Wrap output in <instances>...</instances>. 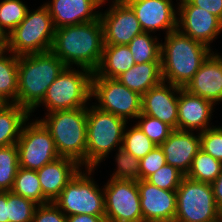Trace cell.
Instances as JSON below:
<instances>
[{"instance_id":"3","label":"cell","mask_w":222,"mask_h":222,"mask_svg":"<svg viewBox=\"0 0 222 222\" xmlns=\"http://www.w3.org/2000/svg\"><path fill=\"white\" fill-rule=\"evenodd\" d=\"M66 67L52 51L19 56L16 104L32 113Z\"/></svg>"},{"instance_id":"16","label":"cell","mask_w":222,"mask_h":222,"mask_svg":"<svg viewBox=\"0 0 222 222\" xmlns=\"http://www.w3.org/2000/svg\"><path fill=\"white\" fill-rule=\"evenodd\" d=\"M135 12L144 32L167 30L166 34L176 30L177 11L172 0H124Z\"/></svg>"},{"instance_id":"27","label":"cell","mask_w":222,"mask_h":222,"mask_svg":"<svg viewBox=\"0 0 222 222\" xmlns=\"http://www.w3.org/2000/svg\"><path fill=\"white\" fill-rule=\"evenodd\" d=\"M11 192L34 201L36 204H46L49 201L43 196L42 187L36 170L19 167Z\"/></svg>"},{"instance_id":"21","label":"cell","mask_w":222,"mask_h":222,"mask_svg":"<svg viewBox=\"0 0 222 222\" xmlns=\"http://www.w3.org/2000/svg\"><path fill=\"white\" fill-rule=\"evenodd\" d=\"M215 104L207 99L201 98L179 87L178 98V130L194 131L199 129L205 131L213 114Z\"/></svg>"},{"instance_id":"35","label":"cell","mask_w":222,"mask_h":222,"mask_svg":"<svg viewBox=\"0 0 222 222\" xmlns=\"http://www.w3.org/2000/svg\"><path fill=\"white\" fill-rule=\"evenodd\" d=\"M136 119H140L136 125L156 146H160L173 131L166 123L142 113Z\"/></svg>"},{"instance_id":"38","label":"cell","mask_w":222,"mask_h":222,"mask_svg":"<svg viewBox=\"0 0 222 222\" xmlns=\"http://www.w3.org/2000/svg\"><path fill=\"white\" fill-rule=\"evenodd\" d=\"M166 163L165 155L160 146L150 151L146 156L139 160L140 180H146Z\"/></svg>"},{"instance_id":"36","label":"cell","mask_w":222,"mask_h":222,"mask_svg":"<svg viewBox=\"0 0 222 222\" xmlns=\"http://www.w3.org/2000/svg\"><path fill=\"white\" fill-rule=\"evenodd\" d=\"M184 177L185 175L174 166L165 164L146 180L164 190H177Z\"/></svg>"},{"instance_id":"31","label":"cell","mask_w":222,"mask_h":222,"mask_svg":"<svg viewBox=\"0 0 222 222\" xmlns=\"http://www.w3.org/2000/svg\"><path fill=\"white\" fill-rule=\"evenodd\" d=\"M28 7L21 0H3L0 2V28L8 35L26 17Z\"/></svg>"},{"instance_id":"29","label":"cell","mask_w":222,"mask_h":222,"mask_svg":"<svg viewBox=\"0 0 222 222\" xmlns=\"http://www.w3.org/2000/svg\"><path fill=\"white\" fill-rule=\"evenodd\" d=\"M221 170L222 163L200 149L193 158L186 177L198 182L213 183Z\"/></svg>"},{"instance_id":"2","label":"cell","mask_w":222,"mask_h":222,"mask_svg":"<svg viewBox=\"0 0 222 222\" xmlns=\"http://www.w3.org/2000/svg\"><path fill=\"white\" fill-rule=\"evenodd\" d=\"M211 54V49L178 29L166 34L161 43L163 81L184 88Z\"/></svg>"},{"instance_id":"22","label":"cell","mask_w":222,"mask_h":222,"mask_svg":"<svg viewBox=\"0 0 222 222\" xmlns=\"http://www.w3.org/2000/svg\"><path fill=\"white\" fill-rule=\"evenodd\" d=\"M81 165L75 160L59 157L55 161L45 164L41 169L36 170L39 183L42 187L43 196L53 202L79 172Z\"/></svg>"},{"instance_id":"26","label":"cell","mask_w":222,"mask_h":222,"mask_svg":"<svg viewBox=\"0 0 222 222\" xmlns=\"http://www.w3.org/2000/svg\"><path fill=\"white\" fill-rule=\"evenodd\" d=\"M0 57V103H16L18 94L19 56ZM10 98L11 101H10Z\"/></svg>"},{"instance_id":"7","label":"cell","mask_w":222,"mask_h":222,"mask_svg":"<svg viewBox=\"0 0 222 222\" xmlns=\"http://www.w3.org/2000/svg\"><path fill=\"white\" fill-rule=\"evenodd\" d=\"M72 68V69H71ZM66 67L56 80L49 86L41 102L47 111L71 110L87 107L86 102L92 99V75L87 69Z\"/></svg>"},{"instance_id":"41","label":"cell","mask_w":222,"mask_h":222,"mask_svg":"<svg viewBox=\"0 0 222 222\" xmlns=\"http://www.w3.org/2000/svg\"><path fill=\"white\" fill-rule=\"evenodd\" d=\"M213 190L216 206L219 211L222 213V170L220 175L211 183Z\"/></svg>"},{"instance_id":"43","label":"cell","mask_w":222,"mask_h":222,"mask_svg":"<svg viewBox=\"0 0 222 222\" xmlns=\"http://www.w3.org/2000/svg\"><path fill=\"white\" fill-rule=\"evenodd\" d=\"M7 192L0 191V222H9L7 217Z\"/></svg>"},{"instance_id":"9","label":"cell","mask_w":222,"mask_h":222,"mask_svg":"<svg viewBox=\"0 0 222 222\" xmlns=\"http://www.w3.org/2000/svg\"><path fill=\"white\" fill-rule=\"evenodd\" d=\"M221 216L211 183L194 181L185 176L176 190L174 222H214Z\"/></svg>"},{"instance_id":"20","label":"cell","mask_w":222,"mask_h":222,"mask_svg":"<svg viewBox=\"0 0 222 222\" xmlns=\"http://www.w3.org/2000/svg\"><path fill=\"white\" fill-rule=\"evenodd\" d=\"M214 104L222 101V56L212 52L184 87Z\"/></svg>"},{"instance_id":"1","label":"cell","mask_w":222,"mask_h":222,"mask_svg":"<svg viewBox=\"0 0 222 222\" xmlns=\"http://www.w3.org/2000/svg\"><path fill=\"white\" fill-rule=\"evenodd\" d=\"M104 30L100 20L55 29L51 51L67 66L75 64L92 73L104 50Z\"/></svg>"},{"instance_id":"44","label":"cell","mask_w":222,"mask_h":222,"mask_svg":"<svg viewBox=\"0 0 222 222\" xmlns=\"http://www.w3.org/2000/svg\"><path fill=\"white\" fill-rule=\"evenodd\" d=\"M7 52V37H0V57Z\"/></svg>"},{"instance_id":"6","label":"cell","mask_w":222,"mask_h":222,"mask_svg":"<svg viewBox=\"0 0 222 222\" xmlns=\"http://www.w3.org/2000/svg\"><path fill=\"white\" fill-rule=\"evenodd\" d=\"M54 34L52 17L44 4L33 12L28 9L25 19L7 35V51L16 56L51 51Z\"/></svg>"},{"instance_id":"5","label":"cell","mask_w":222,"mask_h":222,"mask_svg":"<svg viewBox=\"0 0 222 222\" xmlns=\"http://www.w3.org/2000/svg\"><path fill=\"white\" fill-rule=\"evenodd\" d=\"M92 107V108H91ZM87 108L86 168H95L123 143L126 120L92 105Z\"/></svg>"},{"instance_id":"23","label":"cell","mask_w":222,"mask_h":222,"mask_svg":"<svg viewBox=\"0 0 222 222\" xmlns=\"http://www.w3.org/2000/svg\"><path fill=\"white\" fill-rule=\"evenodd\" d=\"M116 79L128 89L142 96L163 81L161 62L135 63L130 70L122 73Z\"/></svg>"},{"instance_id":"17","label":"cell","mask_w":222,"mask_h":222,"mask_svg":"<svg viewBox=\"0 0 222 222\" xmlns=\"http://www.w3.org/2000/svg\"><path fill=\"white\" fill-rule=\"evenodd\" d=\"M167 85L162 81L142 95L141 113L166 123L173 130H178L179 96L175 93L179 94V87L170 83Z\"/></svg>"},{"instance_id":"39","label":"cell","mask_w":222,"mask_h":222,"mask_svg":"<svg viewBox=\"0 0 222 222\" xmlns=\"http://www.w3.org/2000/svg\"><path fill=\"white\" fill-rule=\"evenodd\" d=\"M67 216L53 203L38 205L32 222H66Z\"/></svg>"},{"instance_id":"10","label":"cell","mask_w":222,"mask_h":222,"mask_svg":"<svg viewBox=\"0 0 222 222\" xmlns=\"http://www.w3.org/2000/svg\"><path fill=\"white\" fill-rule=\"evenodd\" d=\"M99 109L110 112L127 121L141 114L142 96L120 83L117 79L92 75V93Z\"/></svg>"},{"instance_id":"11","label":"cell","mask_w":222,"mask_h":222,"mask_svg":"<svg viewBox=\"0 0 222 222\" xmlns=\"http://www.w3.org/2000/svg\"><path fill=\"white\" fill-rule=\"evenodd\" d=\"M24 126L16 143L19 167L38 170L60 157L50 132L40 120L27 126L25 122Z\"/></svg>"},{"instance_id":"15","label":"cell","mask_w":222,"mask_h":222,"mask_svg":"<svg viewBox=\"0 0 222 222\" xmlns=\"http://www.w3.org/2000/svg\"><path fill=\"white\" fill-rule=\"evenodd\" d=\"M144 222H174L176 190L161 189L147 180L137 181Z\"/></svg>"},{"instance_id":"37","label":"cell","mask_w":222,"mask_h":222,"mask_svg":"<svg viewBox=\"0 0 222 222\" xmlns=\"http://www.w3.org/2000/svg\"><path fill=\"white\" fill-rule=\"evenodd\" d=\"M201 150L222 163V127L213 126L199 133Z\"/></svg>"},{"instance_id":"8","label":"cell","mask_w":222,"mask_h":222,"mask_svg":"<svg viewBox=\"0 0 222 222\" xmlns=\"http://www.w3.org/2000/svg\"><path fill=\"white\" fill-rule=\"evenodd\" d=\"M81 169L64 187L53 203L66 215L105 216L104 192L91 180L94 168ZM88 175V176H87Z\"/></svg>"},{"instance_id":"30","label":"cell","mask_w":222,"mask_h":222,"mask_svg":"<svg viewBox=\"0 0 222 222\" xmlns=\"http://www.w3.org/2000/svg\"><path fill=\"white\" fill-rule=\"evenodd\" d=\"M18 168L17 145L0 147V191H11Z\"/></svg>"},{"instance_id":"4","label":"cell","mask_w":222,"mask_h":222,"mask_svg":"<svg viewBox=\"0 0 222 222\" xmlns=\"http://www.w3.org/2000/svg\"><path fill=\"white\" fill-rule=\"evenodd\" d=\"M47 114L40 121L50 132L59 156L85 164L86 168L87 107Z\"/></svg>"},{"instance_id":"19","label":"cell","mask_w":222,"mask_h":222,"mask_svg":"<svg viewBox=\"0 0 222 222\" xmlns=\"http://www.w3.org/2000/svg\"><path fill=\"white\" fill-rule=\"evenodd\" d=\"M160 148L163 150L166 163L186 176L193 158L201 149V138L199 133L195 136L192 131L173 130Z\"/></svg>"},{"instance_id":"12","label":"cell","mask_w":222,"mask_h":222,"mask_svg":"<svg viewBox=\"0 0 222 222\" xmlns=\"http://www.w3.org/2000/svg\"><path fill=\"white\" fill-rule=\"evenodd\" d=\"M104 187L105 222H144L137 181L110 178Z\"/></svg>"},{"instance_id":"13","label":"cell","mask_w":222,"mask_h":222,"mask_svg":"<svg viewBox=\"0 0 222 222\" xmlns=\"http://www.w3.org/2000/svg\"><path fill=\"white\" fill-rule=\"evenodd\" d=\"M112 4L107 12H100L104 44L128 45L135 36L144 31L135 12L124 0H114Z\"/></svg>"},{"instance_id":"25","label":"cell","mask_w":222,"mask_h":222,"mask_svg":"<svg viewBox=\"0 0 222 222\" xmlns=\"http://www.w3.org/2000/svg\"><path fill=\"white\" fill-rule=\"evenodd\" d=\"M30 113L16 103L0 104V147L16 144Z\"/></svg>"},{"instance_id":"14","label":"cell","mask_w":222,"mask_h":222,"mask_svg":"<svg viewBox=\"0 0 222 222\" xmlns=\"http://www.w3.org/2000/svg\"><path fill=\"white\" fill-rule=\"evenodd\" d=\"M180 2L177 8V15L180 16L177 18V29L210 48L211 41L222 31V21L209 11L192 5L188 0Z\"/></svg>"},{"instance_id":"46","label":"cell","mask_w":222,"mask_h":222,"mask_svg":"<svg viewBox=\"0 0 222 222\" xmlns=\"http://www.w3.org/2000/svg\"><path fill=\"white\" fill-rule=\"evenodd\" d=\"M214 222H222V216L218 220H216Z\"/></svg>"},{"instance_id":"42","label":"cell","mask_w":222,"mask_h":222,"mask_svg":"<svg viewBox=\"0 0 222 222\" xmlns=\"http://www.w3.org/2000/svg\"><path fill=\"white\" fill-rule=\"evenodd\" d=\"M66 222H105V216L77 214L67 216Z\"/></svg>"},{"instance_id":"40","label":"cell","mask_w":222,"mask_h":222,"mask_svg":"<svg viewBox=\"0 0 222 222\" xmlns=\"http://www.w3.org/2000/svg\"><path fill=\"white\" fill-rule=\"evenodd\" d=\"M192 5L209 11L222 21V0H188Z\"/></svg>"},{"instance_id":"28","label":"cell","mask_w":222,"mask_h":222,"mask_svg":"<svg viewBox=\"0 0 222 222\" xmlns=\"http://www.w3.org/2000/svg\"><path fill=\"white\" fill-rule=\"evenodd\" d=\"M150 33L143 32L135 36L128 47L133 54L135 63L161 62V43L158 38L150 36Z\"/></svg>"},{"instance_id":"45","label":"cell","mask_w":222,"mask_h":222,"mask_svg":"<svg viewBox=\"0 0 222 222\" xmlns=\"http://www.w3.org/2000/svg\"><path fill=\"white\" fill-rule=\"evenodd\" d=\"M0 37H7V35L2 31L1 28H0Z\"/></svg>"},{"instance_id":"24","label":"cell","mask_w":222,"mask_h":222,"mask_svg":"<svg viewBox=\"0 0 222 222\" xmlns=\"http://www.w3.org/2000/svg\"><path fill=\"white\" fill-rule=\"evenodd\" d=\"M135 65L128 45H104L100 64L94 74L98 77L116 79Z\"/></svg>"},{"instance_id":"33","label":"cell","mask_w":222,"mask_h":222,"mask_svg":"<svg viewBox=\"0 0 222 222\" xmlns=\"http://www.w3.org/2000/svg\"><path fill=\"white\" fill-rule=\"evenodd\" d=\"M7 217L9 222H32L36 204L34 201L7 192Z\"/></svg>"},{"instance_id":"32","label":"cell","mask_w":222,"mask_h":222,"mask_svg":"<svg viewBox=\"0 0 222 222\" xmlns=\"http://www.w3.org/2000/svg\"><path fill=\"white\" fill-rule=\"evenodd\" d=\"M124 129L122 149L137 159H142L157 146L135 124L128 131Z\"/></svg>"},{"instance_id":"34","label":"cell","mask_w":222,"mask_h":222,"mask_svg":"<svg viewBox=\"0 0 222 222\" xmlns=\"http://www.w3.org/2000/svg\"><path fill=\"white\" fill-rule=\"evenodd\" d=\"M118 153L116 155L117 170L113 173L111 178L121 180H140V167L139 159L133 156L131 153L122 149L121 145L118 147Z\"/></svg>"},{"instance_id":"18","label":"cell","mask_w":222,"mask_h":222,"mask_svg":"<svg viewBox=\"0 0 222 222\" xmlns=\"http://www.w3.org/2000/svg\"><path fill=\"white\" fill-rule=\"evenodd\" d=\"M106 0H52L45 3L52 17L54 28L79 25L100 18L96 10Z\"/></svg>"}]
</instances>
